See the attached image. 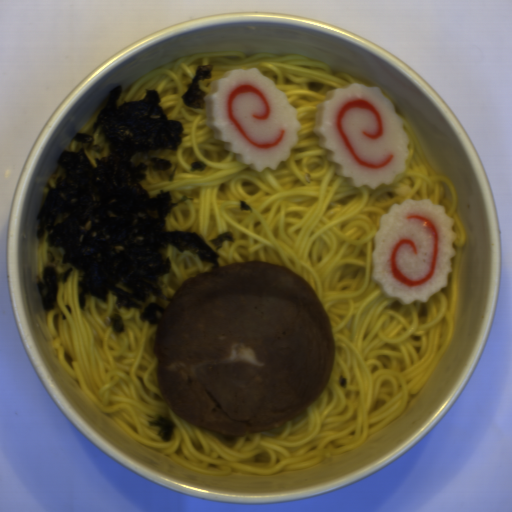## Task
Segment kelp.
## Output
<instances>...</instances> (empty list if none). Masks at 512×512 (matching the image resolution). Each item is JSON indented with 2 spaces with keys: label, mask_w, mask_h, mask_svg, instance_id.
I'll return each mask as SVG.
<instances>
[{
  "label": "kelp",
  "mask_w": 512,
  "mask_h": 512,
  "mask_svg": "<svg viewBox=\"0 0 512 512\" xmlns=\"http://www.w3.org/2000/svg\"><path fill=\"white\" fill-rule=\"evenodd\" d=\"M73 140L81 144H90L93 143L94 138L90 134L84 132H76L73 137Z\"/></svg>",
  "instance_id": "obj_8"
},
{
  "label": "kelp",
  "mask_w": 512,
  "mask_h": 512,
  "mask_svg": "<svg viewBox=\"0 0 512 512\" xmlns=\"http://www.w3.org/2000/svg\"><path fill=\"white\" fill-rule=\"evenodd\" d=\"M224 241H229L231 243L235 242L234 235L231 231H225L219 234L216 238H212L208 242L215 246L216 250L222 248V244Z\"/></svg>",
  "instance_id": "obj_6"
},
{
  "label": "kelp",
  "mask_w": 512,
  "mask_h": 512,
  "mask_svg": "<svg viewBox=\"0 0 512 512\" xmlns=\"http://www.w3.org/2000/svg\"><path fill=\"white\" fill-rule=\"evenodd\" d=\"M60 260L56 258L52 251L46 252V264L40 275H36V285L43 311H52L57 308V299L59 294L58 284L67 283L72 268L65 272H58L57 267Z\"/></svg>",
  "instance_id": "obj_2"
},
{
  "label": "kelp",
  "mask_w": 512,
  "mask_h": 512,
  "mask_svg": "<svg viewBox=\"0 0 512 512\" xmlns=\"http://www.w3.org/2000/svg\"><path fill=\"white\" fill-rule=\"evenodd\" d=\"M240 211L242 212H252L251 207L245 201H239Z\"/></svg>",
  "instance_id": "obj_10"
},
{
  "label": "kelp",
  "mask_w": 512,
  "mask_h": 512,
  "mask_svg": "<svg viewBox=\"0 0 512 512\" xmlns=\"http://www.w3.org/2000/svg\"><path fill=\"white\" fill-rule=\"evenodd\" d=\"M150 162L153 163L152 169L153 171H167L171 169L173 163L172 161H169L167 159H162L158 157H152L150 158Z\"/></svg>",
  "instance_id": "obj_7"
},
{
  "label": "kelp",
  "mask_w": 512,
  "mask_h": 512,
  "mask_svg": "<svg viewBox=\"0 0 512 512\" xmlns=\"http://www.w3.org/2000/svg\"><path fill=\"white\" fill-rule=\"evenodd\" d=\"M207 168V165L201 160H196L190 165L189 172H203Z\"/></svg>",
  "instance_id": "obj_9"
},
{
  "label": "kelp",
  "mask_w": 512,
  "mask_h": 512,
  "mask_svg": "<svg viewBox=\"0 0 512 512\" xmlns=\"http://www.w3.org/2000/svg\"><path fill=\"white\" fill-rule=\"evenodd\" d=\"M148 425L151 427L159 428L157 437H160L162 442H170L173 438L177 424L166 416L156 414Z\"/></svg>",
  "instance_id": "obj_4"
},
{
  "label": "kelp",
  "mask_w": 512,
  "mask_h": 512,
  "mask_svg": "<svg viewBox=\"0 0 512 512\" xmlns=\"http://www.w3.org/2000/svg\"><path fill=\"white\" fill-rule=\"evenodd\" d=\"M214 64L198 65L195 74L187 90L181 96V100L188 107L196 110L206 109L207 92L203 91L199 86L202 80H211L213 78Z\"/></svg>",
  "instance_id": "obj_3"
},
{
  "label": "kelp",
  "mask_w": 512,
  "mask_h": 512,
  "mask_svg": "<svg viewBox=\"0 0 512 512\" xmlns=\"http://www.w3.org/2000/svg\"><path fill=\"white\" fill-rule=\"evenodd\" d=\"M109 324L113 329V333L119 336L125 331L124 321L120 314H111L108 318Z\"/></svg>",
  "instance_id": "obj_5"
},
{
  "label": "kelp",
  "mask_w": 512,
  "mask_h": 512,
  "mask_svg": "<svg viewBox=\"0 0 512 512\" xmlns=\"http://www.w3.org/2000/svg\"><path fill=\"white\" fill-rule=\"evenodd\" d=\"M141 101L118 104L122 86L112 88L97 114L92 133L104 136L109 154L92 163L83 149L61 152L44 186L35 217L36 238L63 248L61 263L78 270V300L85 311L90 298L115 308L136 309L139 321L159 326L168 306L159 287L170 274L169 246L190 251L212 269L220 268L215 252L197 232L167 230L175 201L169 189L149 196L142 183L149 165L131 158L148 151H178L182 122L168 119L155 89Z\"/></svg>",
  "instance_id": "obj_1"
}]
</instances>
